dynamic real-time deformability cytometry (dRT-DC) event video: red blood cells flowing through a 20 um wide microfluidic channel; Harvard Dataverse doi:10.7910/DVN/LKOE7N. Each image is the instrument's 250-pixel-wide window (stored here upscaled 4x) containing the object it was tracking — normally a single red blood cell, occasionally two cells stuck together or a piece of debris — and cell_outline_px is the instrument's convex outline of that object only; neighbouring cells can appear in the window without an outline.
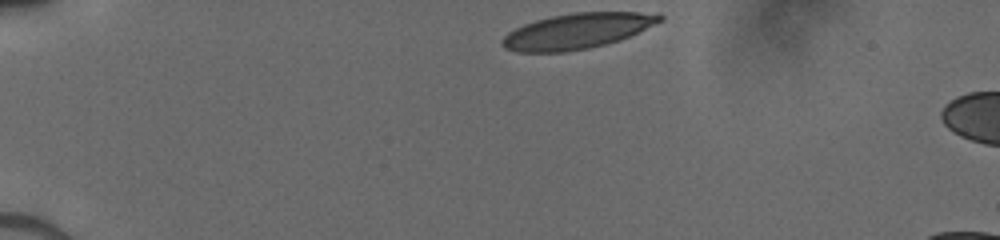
{"species": "human", "species_latin": "Homo sapiens", "temperature_condition": "cold", "stored_images_in_passage": 5, "camera_frame_rate_fps": 3000, "um_per_image_px": 0.085, "donor": {"sex": "male"}, "frame": {"image": 1, "passage_image": 1, "time_ms": 0.0, "image_size_px": [1000, 240], "cell_outline_px": [[664, 20], [620, 40], [588, 48], [564, 52], [520, 52], [504, 48], [500, 44], [500, 40], [508, 32], [524, 24], [536, 20], [552, 16], [576, 12], [640, 12], [664, 16]], "centroid_in_image_um": [49.02, 2.64], "position_along_channel_um": 36.0, "area_um2": 32.31}}